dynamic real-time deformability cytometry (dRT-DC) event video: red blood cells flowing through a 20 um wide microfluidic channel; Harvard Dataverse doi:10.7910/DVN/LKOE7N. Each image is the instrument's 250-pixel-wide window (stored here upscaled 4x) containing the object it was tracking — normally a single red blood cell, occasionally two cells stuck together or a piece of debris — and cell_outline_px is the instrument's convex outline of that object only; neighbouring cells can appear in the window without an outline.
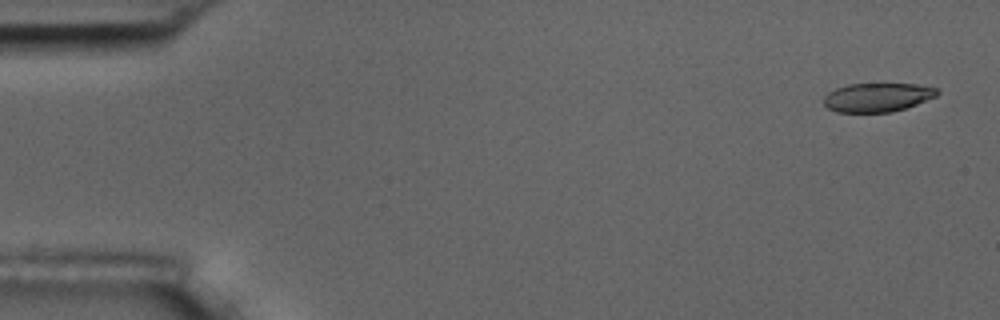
{"species": "common noctule bat (a hibernating species)", "species_latin": "Nyctalus noctula", "temperature_condition": "room temperature", "stored_images_in_passage": 5, "camera_frame_rate_fps": 3000, "um_per_image_px": 0.085, "animal": {"sex": "male", "body_mass_g": 17.5, "forearm_length_mm": 52.3}, "frame": {"image": 1, "passage_image": 1, "time_ms": 0.0, "image_size_px": [1000, 320], "cell_outline_px": [[940, 92], [936, 96], [916, 104], [892, 112], [836, 112], [828, 108], [824, 104], [824, 96], [828, 92], [836, 88], [848, 84], [916, 84], [936, 88]], "centroid_in_image_um": [74.56, 8.27], "position_along_channel_um": 10.4, "area_um2": 18.96}}
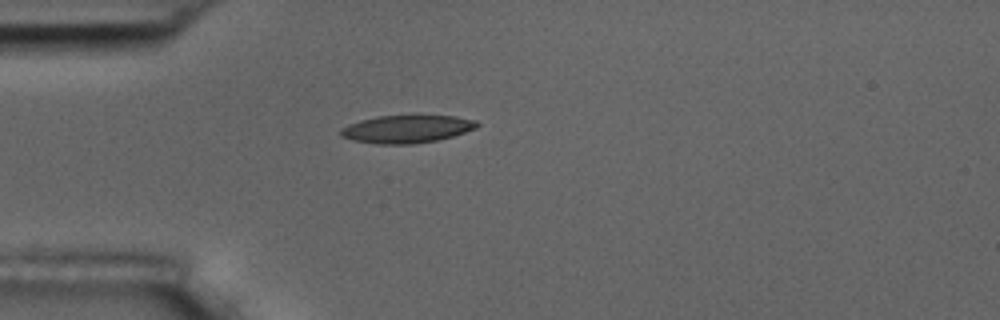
{"frame": {"image": 2, "passage_image": 4, "time_ms": 4.333, "image_size_px": [1000, 320], "cell_outline_px": [[480, 124], [476, 128], [452, 136], [436, 140], [412, 144], [376, 144], [352, 140], [340, 136], [340, 128], [348, 124], [360, 120], [376, 116], [456, 116], [476, 120]], "centroid_in_image_um": [34.54, 10.97], "position_along_channel_um": 50.5, "area_um2": 22.02}}